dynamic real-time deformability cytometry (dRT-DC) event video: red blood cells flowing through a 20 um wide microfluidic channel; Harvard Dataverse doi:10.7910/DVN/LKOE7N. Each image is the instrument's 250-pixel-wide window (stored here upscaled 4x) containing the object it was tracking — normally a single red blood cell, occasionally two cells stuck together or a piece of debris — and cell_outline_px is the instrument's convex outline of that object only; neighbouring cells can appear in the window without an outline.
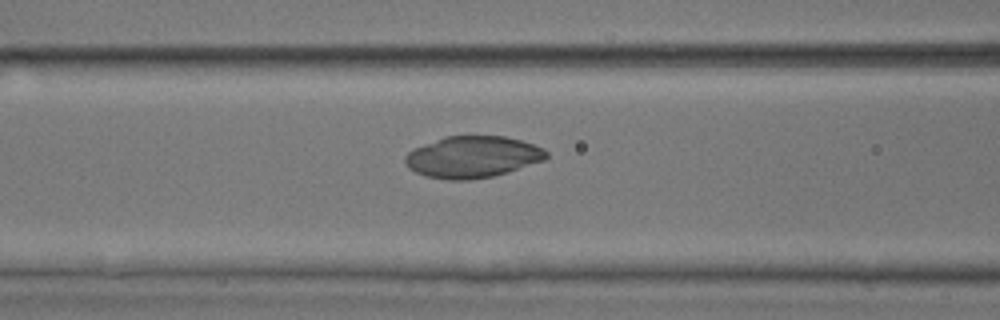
{"species": "common noctule bat (a hibernating species)", "species_latin": "Nyctalus noctula", "temperature_condition": "room temperature", "stored_images_in_passage": 52, "camera_frame_rate_fps": 3000, "um_per_image_px": 0.085, "animal": {"sex": "male", "body_mass_g": 17.9, "forearm_length_mm": 54.2}, "frame": {"image": 1, "passage_image": 22, "time_ms": 7.0, "image_size_px": [1000, 320], "cell_outline_px": [[548, 156], [544, 160], [508, 172], [492, 176], [468, 180], [448, 180], [424, 176], [408, 168], [404, 160], [404, 156], [412, 148], [444, 136], [504, 136], [520, 140], [544, 148], [548, 152]], "centroid_in_image_um": [40.13, 13.34], "position_along_channel_um": 126.5, "area_um2": 34.39}}
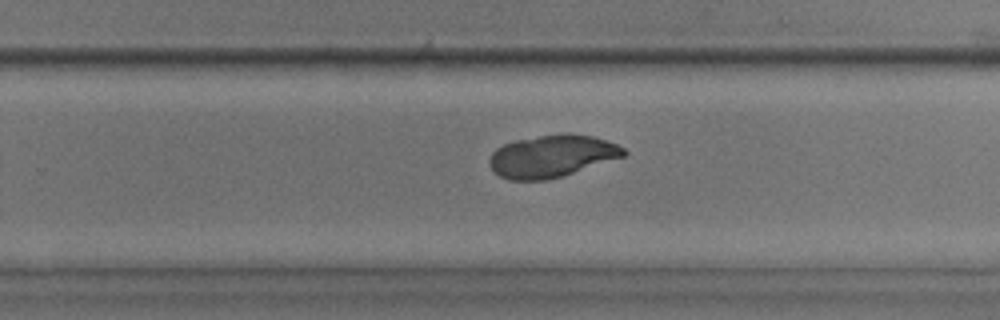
{"frame": {"image": 2, "passage_image": 34, "time_ms": 11.0, "image_size_px": [1000, 320], "cell_outline_px": [[628, 152], [624, 156], [560, 176], [544, 180], [508, 180], [500, 176], [488, 164], [488, 160], [492, 152], [496, 148], [504, 144], [516, 140], [560, 132], [572, 132], [592, 136], [616, 144], [624, 148]], "centroid_in_image_um": [46.88, 13.25], "position_along_channel_um": 282.9, "area_um2": 32.95}}
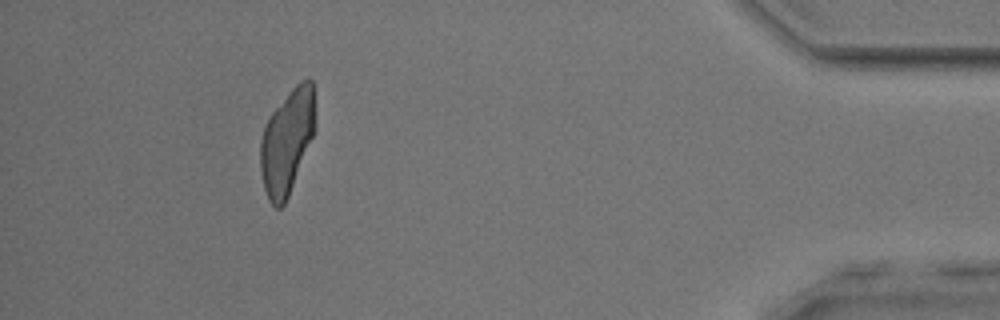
{"frame": {"image": 3, "passage_image": 48, "time_ms": 15.667, "image_size_px": [1000, 320], "cell_outline_px": [[316, 128], [288, 196], [284, 204], [280, 208], [276, 208], [268, 200], [264, 188], [260, 168], [260, 140], [264, 128], [272, 112], [292, 88], [300, 80], [312, 80], [316, 124]], "centroid_in_image_um": [24.39, 12.03], "position_along_channel_um": 410.8, "area_um2": 33.06}}